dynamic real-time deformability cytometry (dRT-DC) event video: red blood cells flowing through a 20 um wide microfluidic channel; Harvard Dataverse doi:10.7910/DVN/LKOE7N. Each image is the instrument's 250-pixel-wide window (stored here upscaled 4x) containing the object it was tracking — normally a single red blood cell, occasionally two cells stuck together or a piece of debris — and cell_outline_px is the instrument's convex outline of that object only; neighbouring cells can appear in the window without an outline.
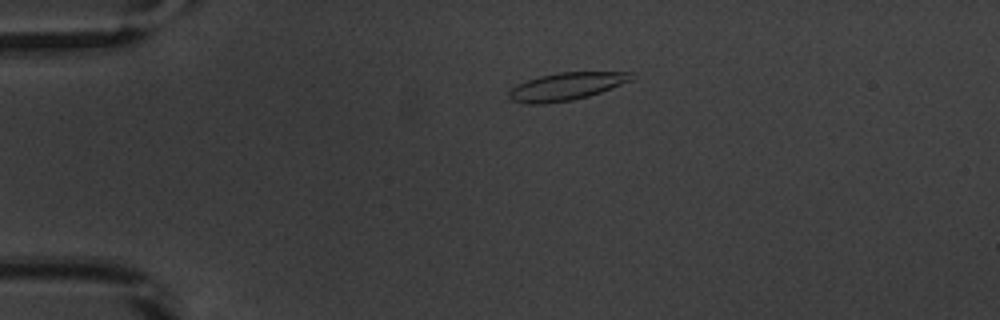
{"species": "common noctule bat (a hibernating species)", "species_latin": "Nyctalus noctula", "temperature_condition": "warm", "stored_images_in_passage": 45, "camera_frame_rate_fps": 3000, "um_per_image_px": 0.085, "animal": {"sex": "male", "body_mass_g": 20.1, "forearm_length_mm": 53.5}, "frame": {"image": 1, "passage_image": 4, "time_ms": 1.0, "image_size_px": [1000, 320], "cell_outline_px": [[636, 72], [632, 80], [600, 92], [588, 96], [572, 100], [544, 104], [528, 104], [512, 100], [508, 96], [508, 92], [516, 84], [540, 76], [560, 72]], "centroid_in_image_um": [48.13, 7.34], "position_along_channel_um": 36.9, "area_um2": 19.65}}
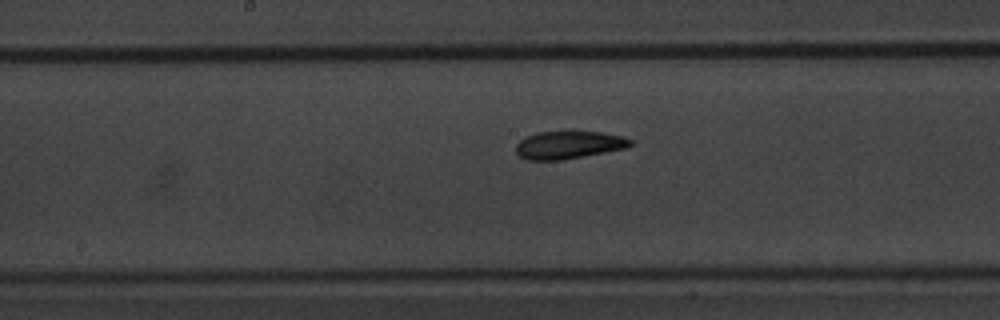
{"frame": {"image": 2, "passage_image": 20, "time_ms": 6.333, "image_size_px": [1000, 320], "cell_outline_px": [[632, 144], [628, 148], [564, 160], [528, 160], [520, 156], [516, 152], [516, 144], [524, 136], [536, 132], [564, 128], [572, 128], [604, 132], [624, 136], [632, 140]], "centroid_in_image_um": [48.36, 12.25], "position_along_channel_um": 199.8, "area_um2": 19.83}}
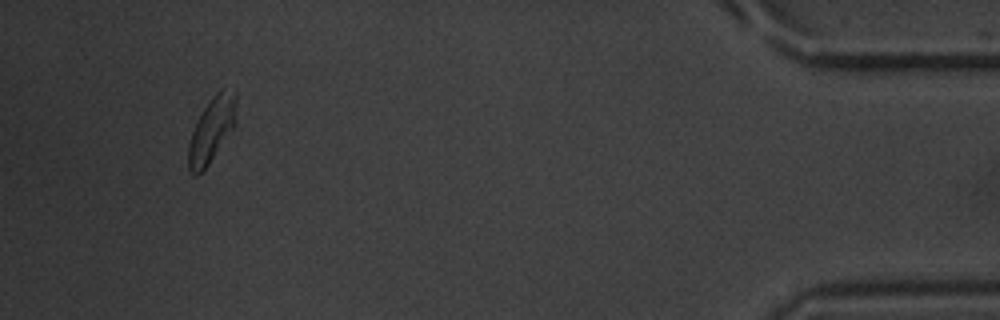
{"frame": {"image": 3, "passage_image": 42, "time_ms": 13.667, "image_size_px": [1000, 320], "cell_outline_px": [[236, 124], [208, 164], [196, 176], [188, 168], [188, 144], [196, 120], [212, 96], [220, 88], [236, 88]], "centroid_in_image_um": [18.01, 10.95], "position_along_channel_um": 417.2, "area_um2": 18.21}, "authors_computed_cell_mechanics": {"area_um2": 18.785, "velocity_mm_per_s": 3.8493, "shape_relaxation_time_tau1_ms": 2.2749, "shape_relaxation_time_tau2_ms": 2.5618, "deformation_change_tau1": 0.122, "deformation_change_tau2": 0.0731}}